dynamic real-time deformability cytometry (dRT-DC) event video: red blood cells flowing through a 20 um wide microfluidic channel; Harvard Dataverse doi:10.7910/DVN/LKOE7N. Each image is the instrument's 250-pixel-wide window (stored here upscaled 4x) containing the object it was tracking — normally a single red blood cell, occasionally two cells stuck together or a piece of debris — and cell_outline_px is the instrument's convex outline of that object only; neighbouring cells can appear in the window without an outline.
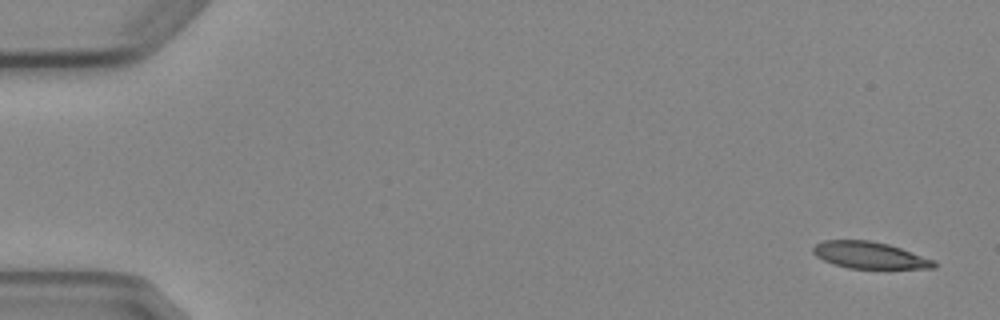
{"species": "Egyptian fruit bat (a non-hibernating species)", "species_latin": "Rousettus aegyptiacus", "temperature_condition": "cold", "stored_images_in_passage": 5, "camera_frame_rate_fps": 3000, "um_per_image_px": 0.085, "animal": {"sex": "female"}, "frame": {"image": 1, "passage_image": 1, "time_ms": 0.0, "image_size_px": [1000, 320], "cell_outline_px": [[936, 268], [848, 268], [824, 260], [816, 256], [812, 252], [812, 248], [816, 244], [824, 240], [868, 240], [888, 244], [936, 260]], "centroid_in_image_um": [73.92, 21.68], "position_along_channel_um": 11.1, "area_um2": 18.67}}
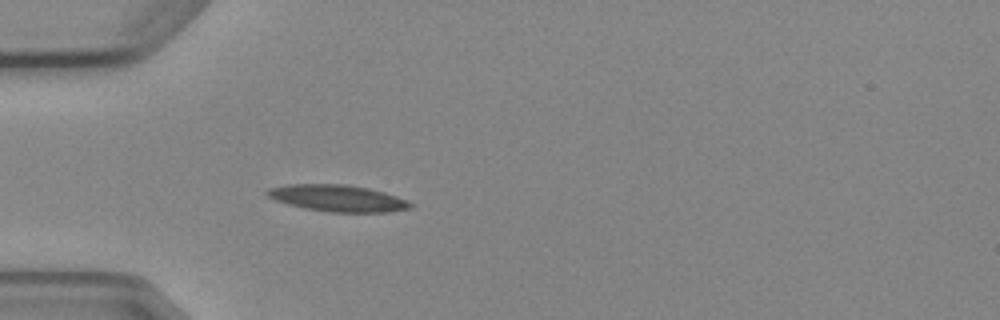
{"frame": {"image": 2, "passage_image": 5, "time_ms": 4.667, "image_size_px": [1000, 320], "cell_outline_px": [[412, 208], [388, 212], [328, 212], [304, 208], [288, 204], [276, 200], [268, 196], [264, 192], [268, 188], [288, 184], [348, 184], [368, 188], [384, 192], [396, 196], [412, 204]], "centroid_in_image_um": [28.67, 16.84], "position_along_channel_um": 56.3, "area_um2": 22.2}}